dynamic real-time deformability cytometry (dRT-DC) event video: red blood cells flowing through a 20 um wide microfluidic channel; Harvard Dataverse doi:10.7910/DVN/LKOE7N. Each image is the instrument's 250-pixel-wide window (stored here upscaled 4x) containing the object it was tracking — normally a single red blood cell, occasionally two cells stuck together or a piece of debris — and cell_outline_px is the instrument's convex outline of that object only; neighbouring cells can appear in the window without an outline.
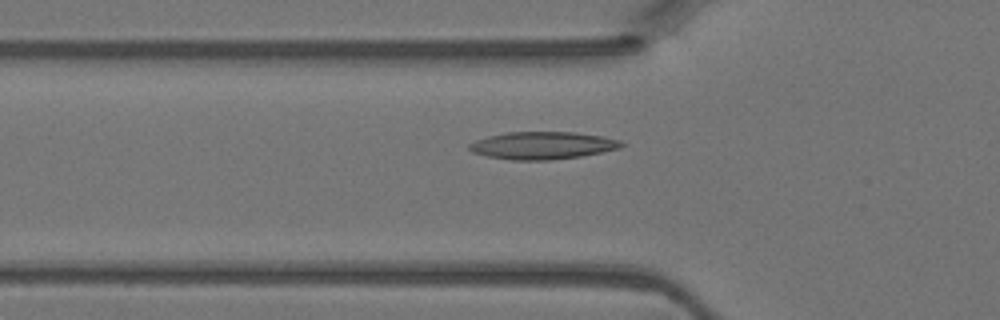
{"species": "Egyptian fruit bat (a non-hibernating species)", "species_latin": "Rousettus aegyptiacus", "temperature_condition": "warm", "stored_images_in_passage": 40, "camera_frame_rate_fps": 3000, "um_per_image_px": 0.085, "animal": {"sex": "female"}, "frame": {"image": 1, "passage_image": 9, "time_ms": 2.667, "image_size_px": [1000, 320], "cell_outline_px": [[624, 144], [620, 148], [580, 156], [548, 160], [512, 160], [488, 156], [472, 152], [468, 148], [468, 144], [476, 140], [488, 136], [508, 132], [572, 132], [600, 136], [620, 140]], "centroid_in_image_um": [46.08, 12.36], "position_along_channel_um": 79.7, "area_um2": 24.1}}
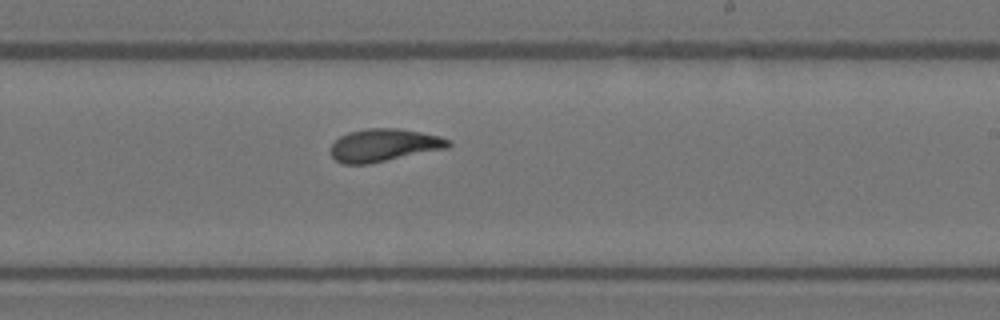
{"frame": {"image": 2, "passage_image": 21, "time_ms": 6.667, "image_size_px": [1000, 320], "cell_outline_px": [[452, 144], [448, 148], [368, 164], [344, 164], [336, 160], [332, 156], [328, 148], [340, 136], [348, 132], [368, 128], [400, 128], [440, 136], [452, 140]], "centroid_in_image_um": [32.64, 12.33], "position_along_channel_um": 256.4, "area_um2": 22.6}}
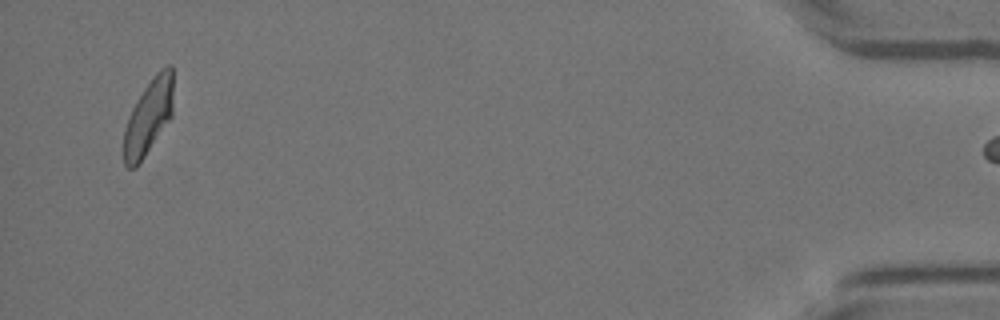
{"frame": {"image": 3, "passage_image": 38, "time_ms": 12.333, "image_size_px": [1000, 320], "cell_outline_px": [[172, 116], [136, 168], [128, 168], [124, 164], [124, 128], [128, 116], [136, 100], [152, 76], [160, 68], [168, 64], [172, 64]], "centroid_in_image_um": [12.61, 9.91], "position_along_channel_um": 422.6, "area_um2": 21.68}}